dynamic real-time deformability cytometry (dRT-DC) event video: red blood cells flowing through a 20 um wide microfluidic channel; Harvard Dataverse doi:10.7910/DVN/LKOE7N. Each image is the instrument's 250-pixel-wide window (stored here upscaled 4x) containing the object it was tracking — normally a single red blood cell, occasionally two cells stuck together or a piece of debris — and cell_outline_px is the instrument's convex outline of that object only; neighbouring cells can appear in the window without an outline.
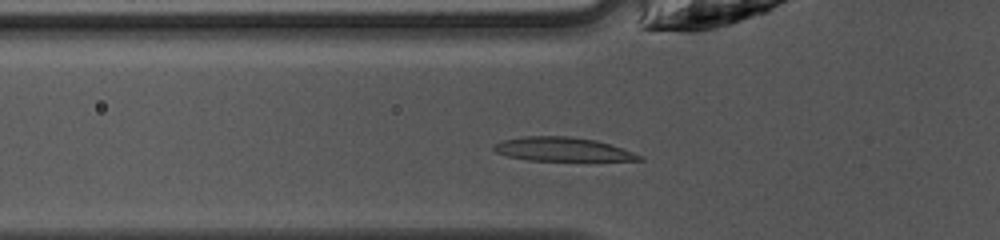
{"species": "common noctule bat (a hibernating species)", "species_latin": "Nyctalus noctula", "temperature_condition": "warm", "stored_images_in_passage": 34, "camera_frame_rate_fps": 3000, "um_per_image_px": 0.085, "animal": {"sex": "female", "body_mass_g": 10.0, "forearm_length_mm": 53.1}, "frame": {"image": 1, "passage_image": 3, "time_ms": 0.667, "image_size_px": [1000, 240], "cell_outline_px": [[644, 160], [528, 160], [508, 156], [496, 152], [492, 148], [496, 144], [504, 140], [520, 136], [568, 136], [596, 140], [644, 156]], "centroid_in_image_um": [47.78, 12.68], "position_along_channel_um": 78.0, "area_um2": 19.83}}
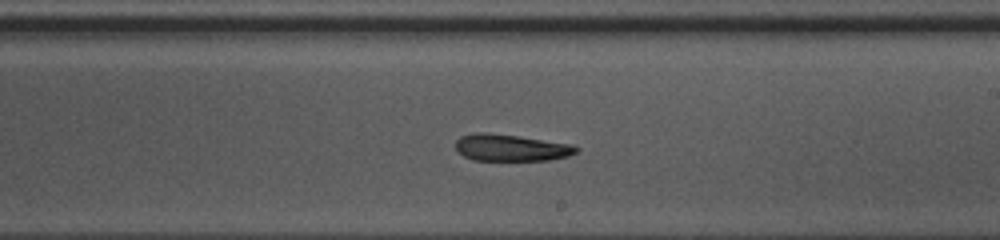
{"frame": {"image": 2, "passage_image": 15, "time_ms": 4.667, "image_size_px": [1000, 240], "cell_outline_px": [[580, 148], [576, 152], [568, 156], [548, 160], [472, 160], [464, 156], [456, 148], [456, 140], [460, 136], [476, 132], [484, 132], [520, 136], [572, 144]], "centroid_in_image_um": [43.43, 12.55], "position_along_channel_um": 245.6, "area_um2": 18.84}}
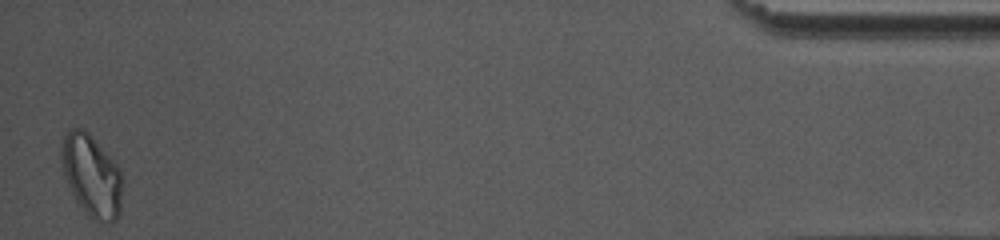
{"frame": {"image": 3, "passage_image": 34, "time_ms": 11.0, "image_size_px": [1000, 240], "cell_outline_px": [[124, 180], [120, 212], [116, 220], [112, 224], [108, 224], [96, 220], [76, 200], [68, 184], [60, 160], [60, 144], [64, 136], [72, 128], [84, 128], [92, 136], [120, 168], [124, 176]], "centroid_in_image_um": [7.83, 14.91], "position_along_channel_um": 427.4, "area_um2": 29.3}}